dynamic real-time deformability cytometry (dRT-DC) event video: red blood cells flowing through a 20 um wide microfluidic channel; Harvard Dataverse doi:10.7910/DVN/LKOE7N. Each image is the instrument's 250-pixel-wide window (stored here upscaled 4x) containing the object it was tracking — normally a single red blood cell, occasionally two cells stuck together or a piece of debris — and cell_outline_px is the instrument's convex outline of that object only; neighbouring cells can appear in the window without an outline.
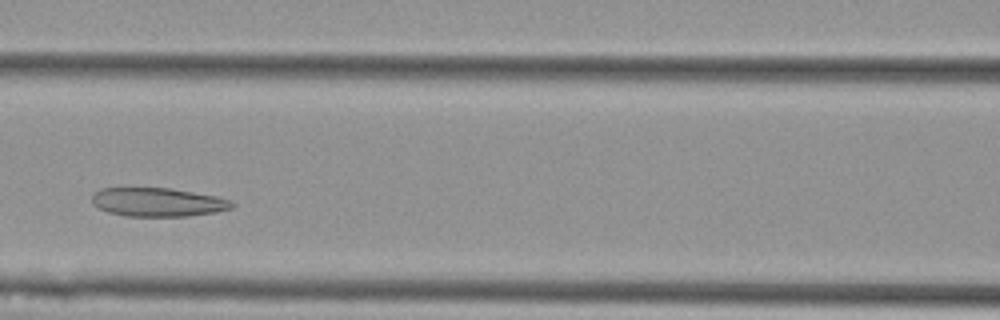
{"species": "Egyptian fruit bat (a non-hibernating species)", "species_latin": "Rousettus aegyptiacus", "temperature_condition": "cold", "stored_images_in_passage": 6, "camera_frame_rate_fps": 3000, "um_per_image_px": 0.085, "animal": {"sex": "female"}, "frame": {"image": 1, "passage_image": 4, "time_ms": 1.0, "image_size_px": [1000, 320], "cell_outline_px": [[236, 204], [232, 208], [216, 212], [188, 216], [124, 216], [108, 212], [96, 208], [92, 204], [92, 196], [100, 188], [168, 188], [216, 196], [232, 200]], "centroid_in_image_um": [13.41, 17.19], "position_along_channel_um": 153.2, "area_um2": 23.52}}
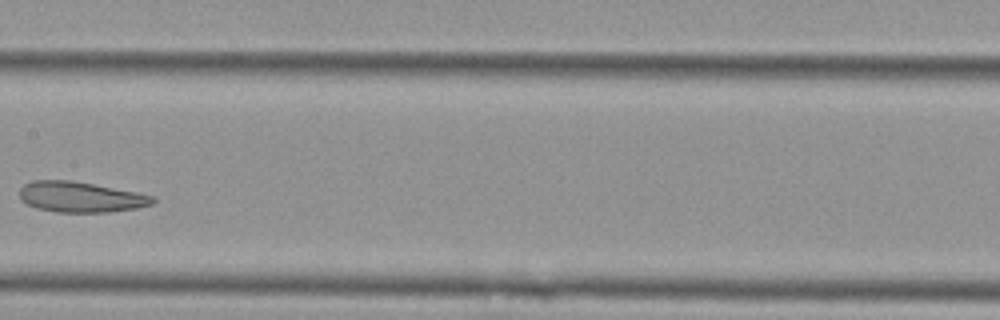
{"frame": {"image": 2, "passage_image": 5, "time_ms": 1.333, "image_size_px": [1000, 320], "cell_outline_px": [[156, 200], [152, 204], [136, 208], [108, 212], [56, 212], [36, 208], [28, 204], [20, 196], [20, 188], [24, 184], [32, 180], [68, 180], [92, 184], [136, 192], [156, 196]], "centroid_in_image_um": [6.86, 16.74], "position_along_channel_um": 200.5, "area_um2": 23.52}}
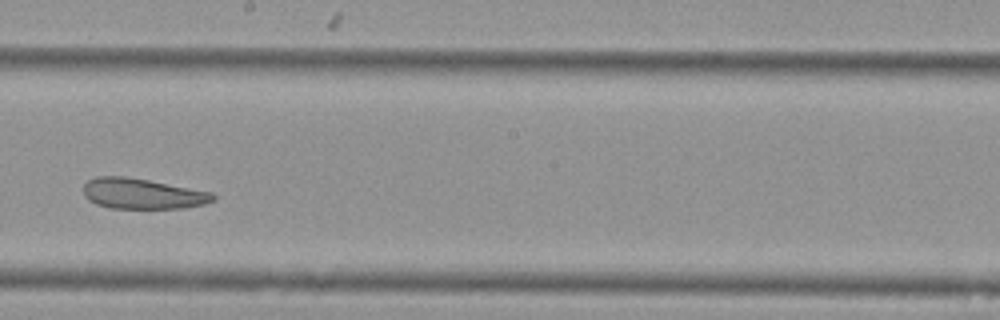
{"frame": {"image": 3, "passage_image": 6, "time_ms": 1.667, "image_size_px": [1000, 320], "cell_outline_px": [[216, 200], [204, 204], [184, 208], [112, 208], [96, 204], [88, 200], [84, 196], [84, 184], [88, 180], [96, 176], [124, 176], [148, 180], [212, 192], [216, 196]], "centroid_in_image_um": [12.1, 16.46], "position_along_channel_um": 236.1, "area_um2": 23.06}}